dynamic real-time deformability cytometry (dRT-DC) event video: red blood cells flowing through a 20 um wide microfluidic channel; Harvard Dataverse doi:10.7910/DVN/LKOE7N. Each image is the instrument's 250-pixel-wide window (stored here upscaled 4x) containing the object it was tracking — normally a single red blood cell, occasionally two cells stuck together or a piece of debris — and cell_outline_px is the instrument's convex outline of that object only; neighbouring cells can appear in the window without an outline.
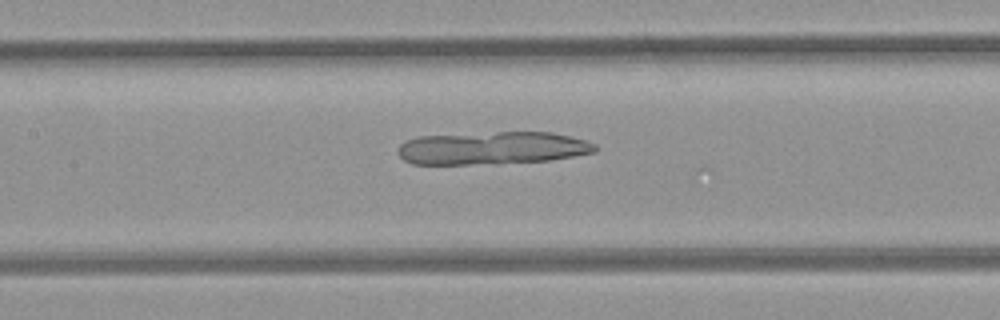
{"species": "common noctule bat (a hibernating species)", "species_latin": "Nyctalus noctula", "temperature_condition": "room temperature", "stored_images_in_passage": 52, "camera_frame_rate_fps": 3000, "um_per_image_px": 0.085, "animal": {"sex": "female", "body_mass_g": 21.9}, "frame": {"image": 1, "passage_image": 24, "time_ms": 7.667, "image_size_px": [1000, 320], "cell_outline_px": [[596, 152], [548, 160], [468, 164], [412, 164], [404, 160], [396, 152], [396, 148], [400, 144], [408, 140], [420, 136], [496, 132], [552, 132], [584, 140], [596, 144]], "centroid_in_image_um": [41.8, 12.58], "position_along_channel_um": 165.6, "area_um2": 37.34}}
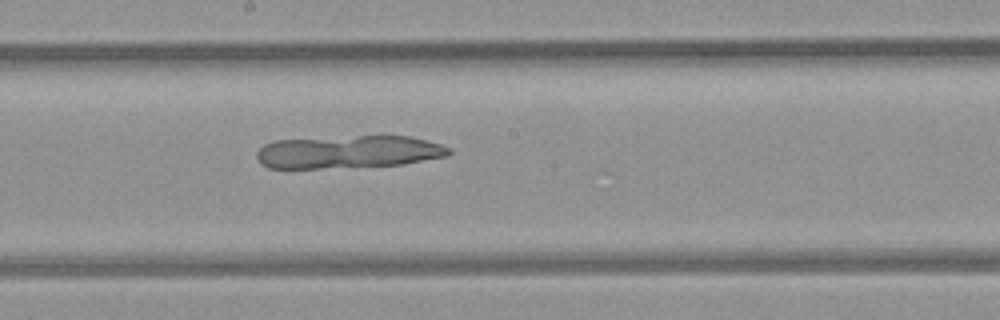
{"frame": {"image": 2, "passage_image": 28, "time_ms": 9.0, "image_size_px": [1000, 320], "cell_outline_px": [[452, 152], [448, 156], [400, 164], [320, 168], [268, 168], [260, 164], [256, 156], [256, 152], [264, 144], [276, 140], [360, 136], [412, 136], [440, 144], [452, 148]], "centroid_in_image_um": [29.61, 12.91], "position_along_channel_um": 218.6, "area_um2": 36.53}}
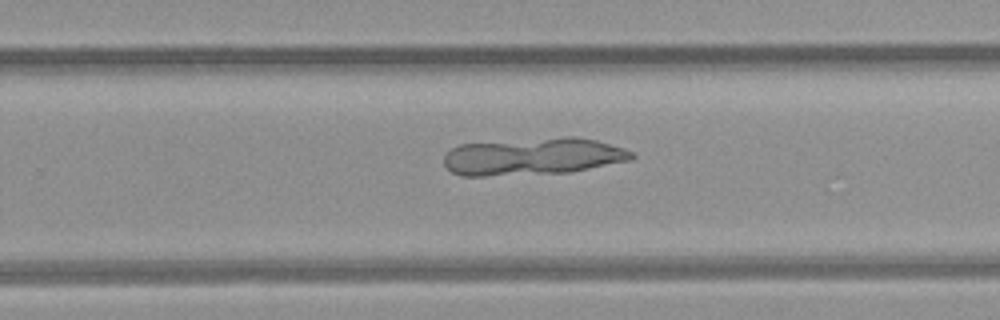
{"frame": {"image": 3, "passage_image": 33, "time_ms": 10.667, "image_size_px": [1000, 320], "cell_outline_px": [[636, 156], [632, 160], [568, 172], [484, 176], [460, 176], [452, 172], [444, 164], [444, 156], [452, 148], [460, 144], [564, 136], [572, 136], [596, 140], [624, 148], [632, 152]], "centroid_in_image_um": [45.3, 13.29], "position_along_channel_um": 284.5, "area_um2": 40.75}}